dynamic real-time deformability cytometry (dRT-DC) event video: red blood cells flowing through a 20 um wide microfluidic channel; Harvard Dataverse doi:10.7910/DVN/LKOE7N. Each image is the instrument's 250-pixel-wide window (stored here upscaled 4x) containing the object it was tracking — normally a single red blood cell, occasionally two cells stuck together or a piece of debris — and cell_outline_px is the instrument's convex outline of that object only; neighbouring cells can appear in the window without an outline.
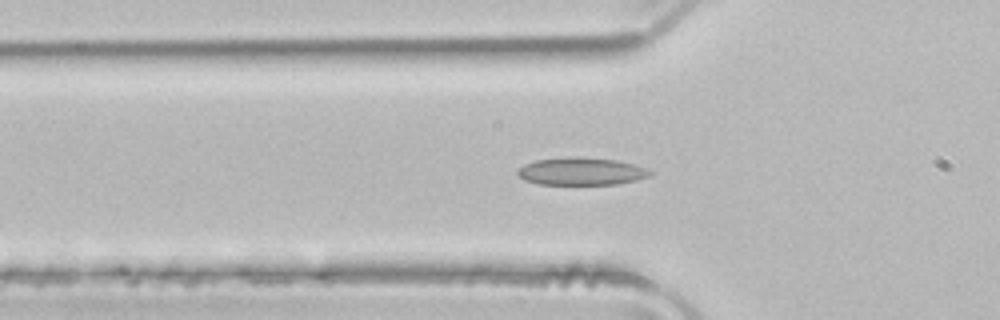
{"species": "common noctule bat (a hibernating species)", "species_latin": "Nyctalus noctula", "temperature_condition": "room temperature", "stored_images_in_passage": 41, "camera_frame_rate_fps": 3000, "um_per_image_px": 0.085, "animal": {"sex": "male", "body_mass_g": 21.5, "forearm_length_mm": 52.0}, "frame": {"image": 1, "passage_image": 12, "time_ms": 3.667, "image_size_px": [1000, 320], "cell_outline_px": [[652, 176], [636, 180], [616, 184], [540, 184], [524, 180], [516, 172], [524, 164], [536, 160], [576, 156], [616, 160], [648, 168], [652, 172]], "centroid_in_image_um": [49.44, 14.56], "position_along_channel_um": 76.4, "area_um2": 21.21}}
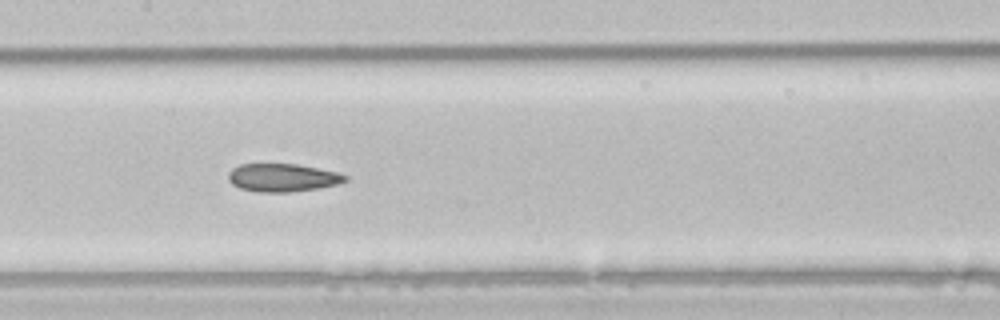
{"frame": {"image": 2, "passage_image": 20, "time_ms": 6.333, "image_size_px": [1000, 320], "cell_outline_px": [[348, 180], [336, 184], [316, 188], [288, 192], [256, 192], [240, 188], [232, 184], [228, 180], [228, 172], [232, 168], [240, 164], [296, 164], [336, 172], [348, 176]], "centroid_in_image_um": [23.97, 15.1], "position_along_channel_um": 183.4, "area_um2": 18.96}}
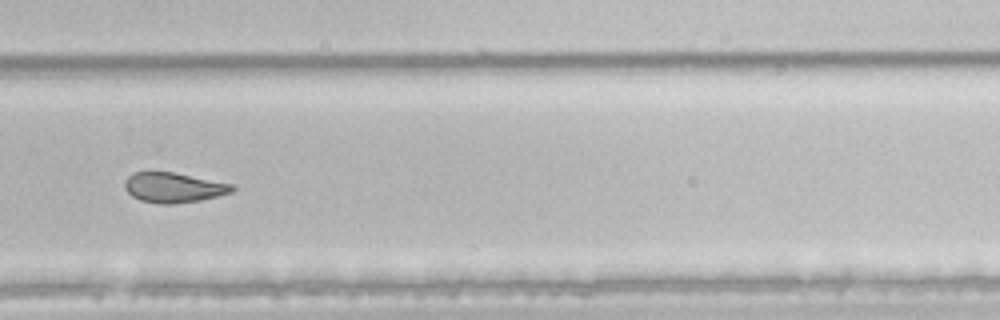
{"frame": {"image": 3, "passage_image": 30, "time_ms": 9.667, "image_size_px": [1000, 320], "cell_outline_px": [[236, 188], [232, 192], [200, 200], [172, 204], [160, 204], [140, 200], [132, 196], [124, 188], [124, 180], [132, 172], [172, 172], [232, 184]], "centroid_in_image_um": [14.71, 15.94], "position_along_channel_um": 315.1, "area_um2": 18.67}, "authors_computed_cell_mechanics": {"area_um2": 19.9988, "velocity_mm_per_s": 3.9769, "shape_relaxation_time_tau1_ms": null, "shape_relaxation_time_tau2_ms": 2.6881, "deformation_change_tau1": null, "deformation_change_tau2": 0.0843}}